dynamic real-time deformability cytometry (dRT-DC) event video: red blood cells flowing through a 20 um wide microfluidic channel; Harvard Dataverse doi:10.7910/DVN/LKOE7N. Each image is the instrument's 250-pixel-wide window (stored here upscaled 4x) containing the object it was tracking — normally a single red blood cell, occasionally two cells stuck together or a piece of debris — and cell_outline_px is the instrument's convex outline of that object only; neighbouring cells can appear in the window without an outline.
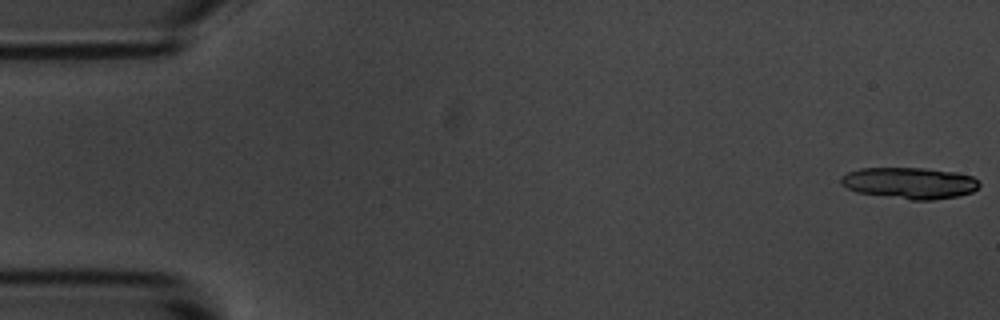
{"species": "common noctule bat (a hibernating species)", "species_latin": "Nyctalus noctula", "temperature_condition": "room temperature", "stored_images_in_passage": 56, "segment_of_instrument_passage": [1, 2], "camera_frame_rate_fps": 3000, "um_per_image_px": 0.085, "animal": {"sex": "male", "body_mass_g": 20.1, "forearm_length_mm": 53.5}, "frame": {"image": 1, "passage_image": 1, "time_ms": 0.0, "image_size_px": [1000, 320], "cell_outline_px": [[980, 184], [972, 192], [960, 196], [932, 200], [912, 200], [856, 192], [840, 184], [840, 176], [848, 172], [860, 168], [920, 168], [956, 172], [972, 176]], "centroid_in_image_um": [77.3, 15.56], "position_along_channel_um": 7.7, "area_um2": 25.32}}